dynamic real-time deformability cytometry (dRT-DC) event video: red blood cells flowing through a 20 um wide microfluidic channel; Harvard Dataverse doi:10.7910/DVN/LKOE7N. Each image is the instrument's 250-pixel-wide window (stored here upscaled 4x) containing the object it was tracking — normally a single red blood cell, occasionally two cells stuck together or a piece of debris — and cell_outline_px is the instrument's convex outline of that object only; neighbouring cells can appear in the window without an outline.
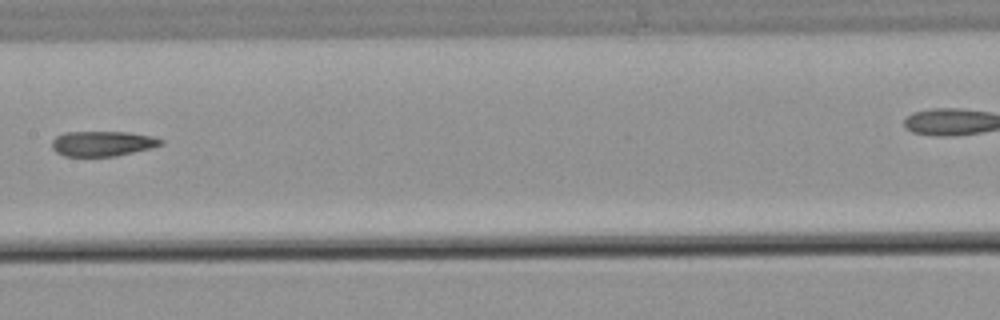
{"species": "common noctule bat (a hibernating species)", "species_latin": "Nyctalus noctula", "temperature_condition": "warm", "stored_images_in_passage": 8, "camera_frame_rate_fps": 3000, "um_per_image_px": 0.085, "animal": {"sex": "male", "body_mass_g": 21.5, "forearm_length_mm": 52.0}, "frame": {"image": 1, "passage_image": 7, "time_ms": 7.333, "image_size_px": [1000, 320], "cell_outline_px": [[164, 144], [152, 148], [116, 156], [64, 156], [56, 152], [52, 148], [52, 140], [56, 136], [64, 132], [128, 132], [152, 136], [164, 140]], "centroid_in_image_um": [8.73, 12.2], "position_along_channel_um": 198.7, "area_um2": 16.07}}